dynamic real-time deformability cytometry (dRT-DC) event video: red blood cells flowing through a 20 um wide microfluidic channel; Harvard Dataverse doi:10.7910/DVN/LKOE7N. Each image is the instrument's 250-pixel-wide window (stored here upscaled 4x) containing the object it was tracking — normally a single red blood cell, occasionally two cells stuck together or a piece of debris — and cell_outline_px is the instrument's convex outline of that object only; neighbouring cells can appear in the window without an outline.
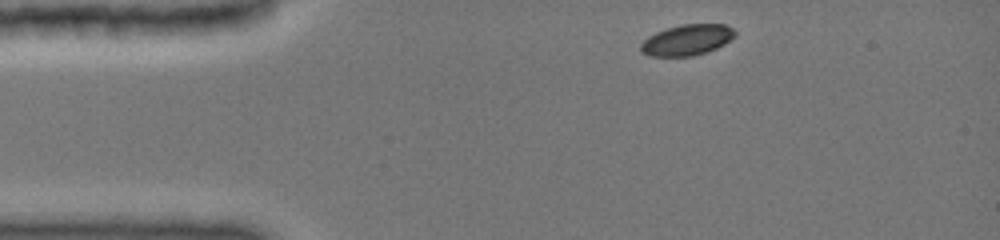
{"species": "common noctule bat (a hibernating species)", "species_latin": "Nyctalus noctula", "temperature_condition": "cold", "stored_images_in_passage": 44, "camera_frame_rate_fps": 3000, "um_per_image_px": 0.085, "animal": {"sex": "female", "body_mass_g": 19.0, "forearm_length_mm": 51.5}, "frame": {"image": 1, "passage_image": 1, "time_ms": 0.0, "image_size_px": [1000, 240], "cell_outline_px": [[736, 32], [724, 44], [716, 48], [692, 56], [652, 56], [640, 52], [640, 44], [648, 36], [656, 32], [668, 28], [684, 24], [724, 24], [732, 28]], "centroid_in_image_um": [58.35, 3.4], "position_along_channel_um": 26.6, "area_um2": 16.65}}
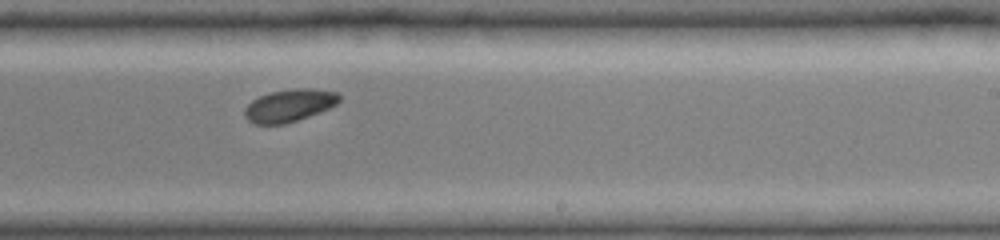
{"frame": {"image": 2, "passage_image": 25, "time_ms": 7.333, "image_size_px": [1000, 240], "cell_outline_px": [[340, 100], [336, 104], [328, 108], [296, 120], [284, 124], [256, 124], [248, 120], [244, 116], [244, 108], [252, 100], [260, 96], [272, 92], [292, 88], [312, 88], [336, 92], [340, 96]], "centroid_in_image_um": [24.57, 8.95], "position_along_channel_um": 264.4, "area_um2": 17.69}}
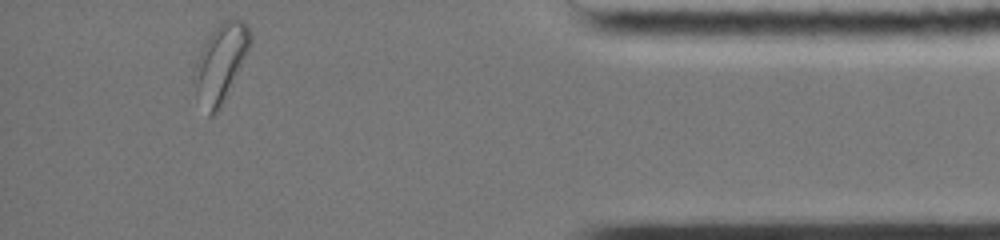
{"frame": {"image": 3, "passage_image": 44, "time_ms": 12.0, "image_size_px": [1000, 240], "cell_outline_px": [[252, 40], [248, 52], [220, 108], [212, 116], [208, 116], [196, 96], [196, 60], [208, 36], [220, 20], [240, 20], [248, 28], [252, 36]], "centroid_in_image_um": [18.77, 5.34], "position_along_channel_um": 416.4, "area_um2": 24.74}, "authors_computed_cell_mechanics": {"area_um2": 18.3226, "velocity_mm_per_s": 3.9487, "shape_relaxation_time_tau1_ms": 1.3638, "shape_relaxation_time_tau2_ms": 10.1455, "deformation_change_tau1": 0.0714, "deformation_change_tau2": 0.1785}}